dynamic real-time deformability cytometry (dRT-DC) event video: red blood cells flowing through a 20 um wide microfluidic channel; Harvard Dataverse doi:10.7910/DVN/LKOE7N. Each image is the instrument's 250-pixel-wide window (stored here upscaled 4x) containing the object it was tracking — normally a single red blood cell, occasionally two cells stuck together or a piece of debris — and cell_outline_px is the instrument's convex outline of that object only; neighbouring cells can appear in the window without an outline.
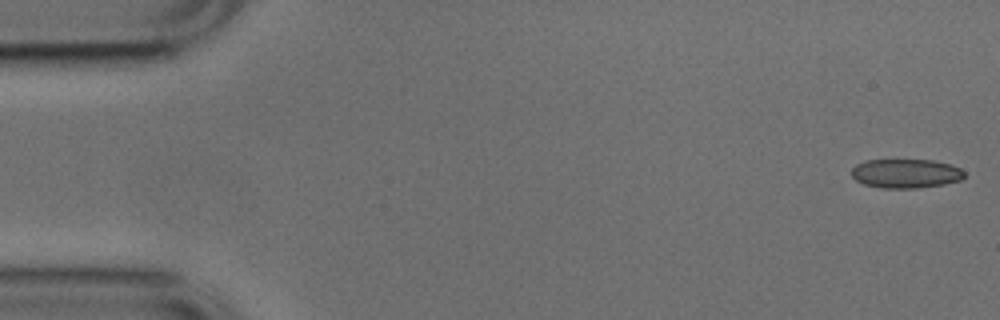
{"species": "common noctule bat (a hibernating species)", "species_latin": "Nyctalus noctula", "temperature_condition": "cold", "stored_images_in_passage": 52, "camera_frame_rate_fps": 3000, "um_per_image_px": 0.085, "animal": {"sex": "male", "body_mass_g": 17.9, "forearm_length_mm": 54.2}, "frame": {"image": 1, "passage_image": 1, "time_ms": 0.0, "image_size_px": [1000, 320], "cell_outline_px": [[964, 176], [960, 180], [944, 184], [916, 188], [884, 188], [864, 184], [856, 180], [852, 176], [852, 168], [856, 164], [864, 160], [932, 160], [948, 164], [960, 168], [964, 172]], "centroid_in_image_um": [76.97, 14.74], "position_along_channel_um": 8.0, "area_um2": 19.02}}
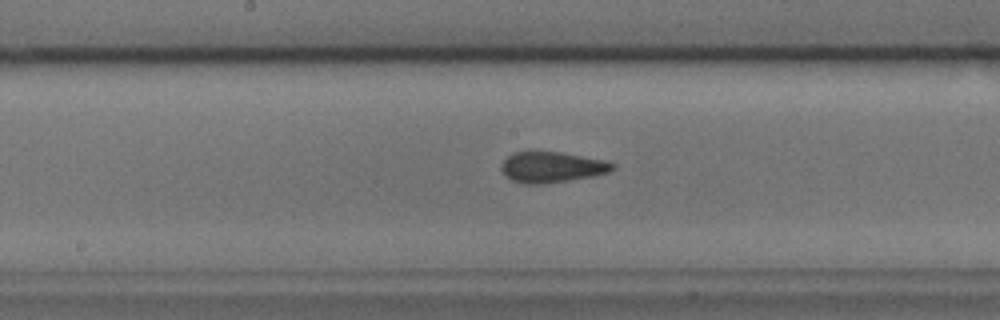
{"frame": {"image": 2, "passage_image": 26, "time_ms": 8.333, "image_size_px": [1000, 320], "cell_outline_px": [[616, 168], [608, 172], [596, 176], [544, 184], [524, 184], [512, 180], [504, 176], [500, 168], [504, 160], [512, 152], [528, 148], [560, 152], [604, 160], [616, 164]], "centroid_in_image_um": [46.86, 14.17], "position_along_channel_um": 201.3, "area_um2": 20.75}}
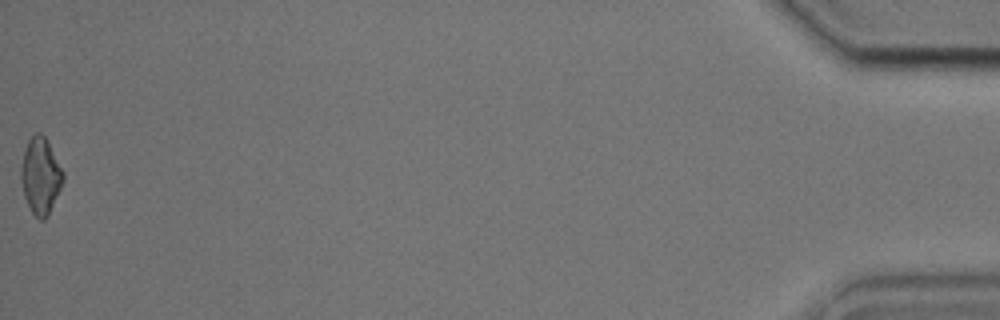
{"frame": {"image": 3, "passage_image": 52, "time_ms": 17.0, "image_size_px": [1000, 320], "cell_outline_px": [[64, 180], [48, 216], [44, 220], [40, 220], [32, 212], [24, 196], [20, 176], [20, 168], [24, 148], [28, 140], [36, 132], [40, 132], [48, 140], [64, 172]], "centroid_in_image_um": [3.45, 14.92], "position_along_channel_um": 431.8, "area_um2": 18.9}, "authors_computed_cell_mechanics": {"area_um2": 19.4786, "velocity_mm_per_s": 3.812, "shape_relaxation_time_tau1_ms": null, "shape_relaxation_time_tau2_ms": 1.7065, "deformation_change_tau1": null, "deformation_change_tau2": 0.0806}}